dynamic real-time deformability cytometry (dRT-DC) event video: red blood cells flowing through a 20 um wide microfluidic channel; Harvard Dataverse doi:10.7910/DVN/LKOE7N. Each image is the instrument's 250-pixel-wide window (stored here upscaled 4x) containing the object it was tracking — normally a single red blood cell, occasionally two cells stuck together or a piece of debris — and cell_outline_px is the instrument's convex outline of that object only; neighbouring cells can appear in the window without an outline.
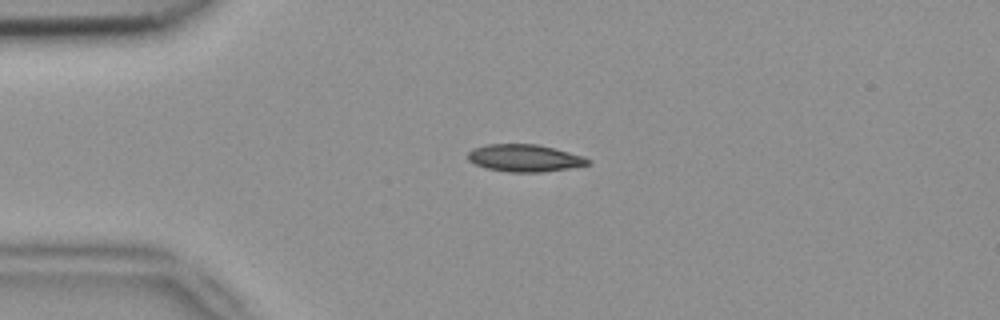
{"species": "common noctule bat (a hibernating species)", "species_latin": "Nyctalus noctula", "temperature_condition": "room temperature", "stored_images_in_passage": 3, "camera_frame_rate_fps": 3000, "um_per_image_px": 0.085, "animal": {"sex": "female", "body_mass_g": 18.4}, "frame": {"image": 1, "passage_image": 2, "time_ms": 0.333, "image_size_px": [1000, 320], "cell_outline_px": [[592, 160], [588, 164], [568, 168], [540, 172], [508, 172], [488, 168], [476, 164], [468, 160], [468, 152], [472, 148], [488, 144], [536, 144], [584, 156]], "centroid_in_image_um": [44.57, 13.43], "position_along_channel_um": 40.4, "area_um2": 18.84}}